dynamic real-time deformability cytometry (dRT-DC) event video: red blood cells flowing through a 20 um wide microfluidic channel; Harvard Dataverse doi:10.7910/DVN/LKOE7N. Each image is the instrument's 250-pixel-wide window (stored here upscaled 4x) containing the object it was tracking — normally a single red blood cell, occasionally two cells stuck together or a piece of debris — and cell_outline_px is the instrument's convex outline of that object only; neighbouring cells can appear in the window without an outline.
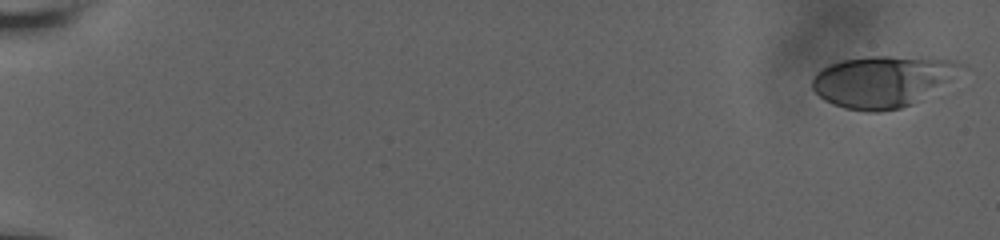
{"species": "human", "species_latin": "Homo sapiens", "temperature_condition": "room temperature", "stored_images_in_passage": 32, "camera_frame_rate_fps": 3000, "um_per_image_px": 0.085, "donor": {"sex": "male"}, "frame": {"image": 1, "passage_image": 1, "time_ms": 0.0, "image_size_px": [1000, 240], "cell_outline_px": [[956, 64], [912, 104], [900, 108], [880, 112], [868, 112], [844, 108], [832, 104], [824, 100], [812, 88], [812, 80], [816, 72], [832, 64], [844, 60], [868, 56], [932, 56], [952, 60]], "centroid_in_image_um": [74.73, 6.91], "position_along_channel_um": 10.3, "area_um2": 42.25}}
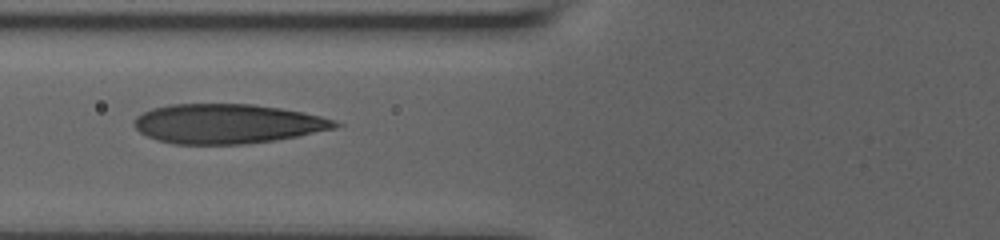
{"frame": {"image": 2, "passage_image": 14, "time_ms": 4.333, "image_size_px": [1000, 240], "cell_outline_px": [[344, 124], [336, 128], [276, 140], [244, 144], [172, 144], [156, 140], [140, 132], [132, 124], [136, 116], [152, 108], [168, 104], [252, 104], [280, 108], [304, 112], [320, 116]], "centroid_in_image_um": [19.3, 10.52], "position_along_channel_um": 106.5, "area_um2": 46.36}}
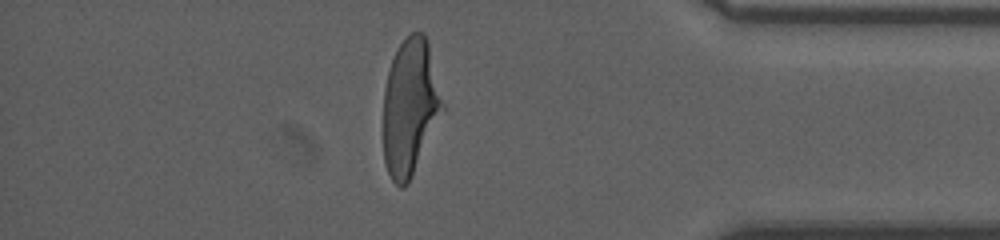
{"frame": {"image": 3, "passage_image": 28, "time_ms": 9.0, "image_size_px": [1000, 240], "cell_outline_px": [[444, 108], [408, 184], [404, 188], [400, 188], [392, 180], [384, 164], [384, 88], [388, 72], [396, 48], [412, 32], [424, 32], [428, 40], [444, 104]], "centroid_in_image_um": [34.85, 9.09], "position_along_channel_um": 400.3, "area_um2": 46.82}}